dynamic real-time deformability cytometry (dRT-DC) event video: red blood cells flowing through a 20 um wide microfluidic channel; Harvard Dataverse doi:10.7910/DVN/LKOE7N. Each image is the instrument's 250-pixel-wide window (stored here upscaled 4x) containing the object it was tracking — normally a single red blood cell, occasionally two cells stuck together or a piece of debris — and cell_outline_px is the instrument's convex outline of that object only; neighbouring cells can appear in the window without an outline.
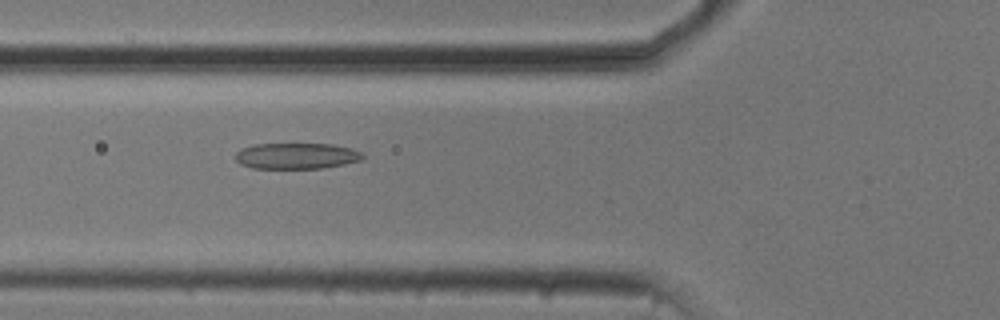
{"species": "common noctule bat (a hibernating species)", "species_latin": "Nyctalus noctula", "temperature_condition": "cold", "stored_images_in_passage": 50, "camera_frame_rate_fps": 3000, "um_per_image_px": 0.085, "animal": {"sex": "male", "body_mass_g": 20.5, "forearm_length_mm": 52.5}, "frame": {"image": 1, "passage_image": 19, "time_ms": 6.0, "image_size_px": [1000, 320], "cell_outline_px": [[364, 156], [360, 160], [344, 164], [320, 168], [252, 168], [240, 164], [232, 156], [240, 148], [252, 144], [332, 144], [352, 148], [364, 152]], "centroid_in_image_um": [25.16, 13.24], "position_along_channel_um": 100.6, "area_um2": 19.48}}
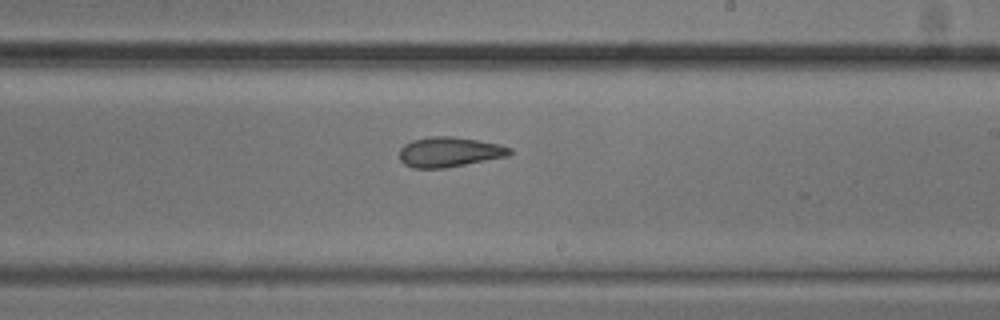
{"frame": {"image": 2, "passage_image": 31, "time_ms": 10.0, "image_size_px": [1000, 320], "cell_outline_px": [[512, 152], [508, 156], [444, 168], [412, 168], [404, 164], [400, 160], [400, 148], [404, 144], [412, 140], [428, 136], [452, 136], [500, 144], [512, 148]], "centroid_in_image_um": [38.17, 12.91], "position_along_channel_um": 250.8, "area_um2": 19.31}}
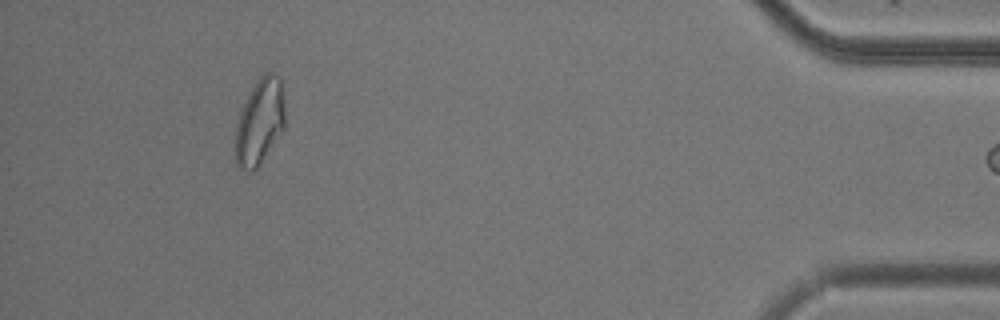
{"frame": {"image": 3, "passage_image": 49, "time_ms": 16.0, "image_size_px": [1000, 320], "cell_outline_px": [[284, 128], [260, 164], [252, 172], [248, 172], [236, 168], [236, 124], [240, 112], [252, 88], [260, 76], [264, 72], [276, 72], [280, 76], [284, 104]], "centroid_in_image_um": [22.08, 10.36], "position_along_channel_um": 413.1, "area_um2": 24.8}}